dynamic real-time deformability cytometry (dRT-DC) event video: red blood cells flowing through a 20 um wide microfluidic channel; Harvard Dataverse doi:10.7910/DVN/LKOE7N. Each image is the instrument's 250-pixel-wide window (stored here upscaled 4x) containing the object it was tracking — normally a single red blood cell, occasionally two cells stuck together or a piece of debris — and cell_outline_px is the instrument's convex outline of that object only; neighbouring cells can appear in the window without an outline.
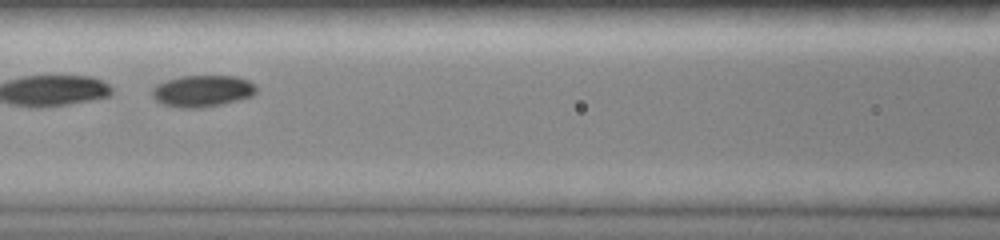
{"species": "common noctule bat (a hibernating species)", "species_latin": "Nyctalus noctula", "temperature_condition": "room temperature", "stored_images_in_passage": 35, "camera_frame_rate_fps": 3000, "um_per_image_px": 0.085, "animal": {"sex": "female", "body_mass_g": 19.0, "forearm_length_mm": 51.5}, "frame": {"image": 1, "passage_image": 10, "time_ms": 2.333, "image_size_px": [1000, 240], "cell_outline_px": [[256, 92], [252, 96], [240, 100], [200, 108], [180, 108], [160, 104], [152, 96], [152, 88], [156, 84], [180, 76], [236, 76], [248, 80], [256, 84]], "centroid_in_image_um": [17.2, 7.74], "position_along_channel_um": 149.4, "area_um2": 19.36}}